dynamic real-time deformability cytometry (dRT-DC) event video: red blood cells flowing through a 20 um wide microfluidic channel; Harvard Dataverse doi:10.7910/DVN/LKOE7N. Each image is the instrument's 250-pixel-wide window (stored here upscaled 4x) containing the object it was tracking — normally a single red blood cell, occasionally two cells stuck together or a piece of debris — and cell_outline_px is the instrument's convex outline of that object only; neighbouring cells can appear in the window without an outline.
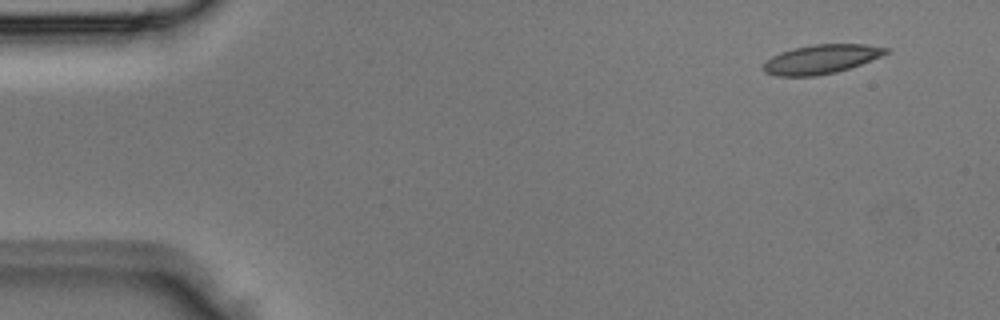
{"species": "Egyptian fruit bat (a non-hibernating species)", "species_latin": "Rousettus aegyptiacus", "temperature_condition": "room temperature", "stored_images_in_passage": 3, "camera_frame_rate_fps": 3000, "um_per_image_px": 0.085, "animal": {"sex": "male"}, "frame": {"image": 1, "passage_image": 1, "time_ms": 0.0, "image_size_px": [1000, 320], "cell_outline_px": [[892, 52], [860, 64], [836, 72], [816, 76], [776, 76], [764, 72], [764, 64], [772, 56], [780, 52], [792, 48], [812, 44], [868, 44], [888, 48]], "centroid_in_image_um": [69.82, 5.02], "position_along_channel_um": 15.2, "area_um2": 20.81}}